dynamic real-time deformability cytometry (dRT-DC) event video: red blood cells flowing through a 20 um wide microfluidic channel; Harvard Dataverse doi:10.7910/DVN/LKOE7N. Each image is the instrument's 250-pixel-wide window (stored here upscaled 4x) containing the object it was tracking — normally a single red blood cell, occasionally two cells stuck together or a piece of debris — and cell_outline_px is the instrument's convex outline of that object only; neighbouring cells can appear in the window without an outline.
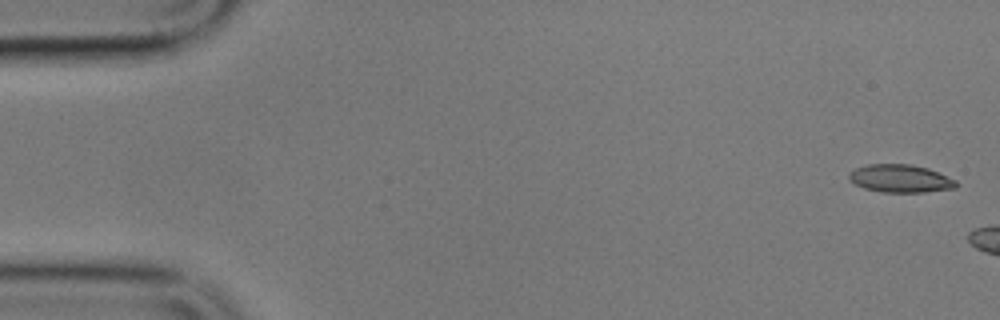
{"species": "common noctule bat (a hibernating species)", "species_latin": "Nyctalus noctula", "temperature_condition": "cold", "stored_images_in_passage": 3, "camera_frame_rate_fps": 3000, "um_per_image_px": 0.085, "animal": {"sex": "male", "body_mass_g": 17.9}, "frame": {"image": 1, "passage_image": 1, "time_ms": 0.0, "image_size_px": [1000, 320], "cell_outline_px": [[956, 188], [924, 192], [880, 192], [864, 188], [848, 180], [848, 176], [856, 168], [868, 164], [912, 164], [928, 168], [956, 180]], "centroid_in_image_um": [76.53, 15.17], "position_along_channel_um": 8.5, "area_um2": 17.34}}